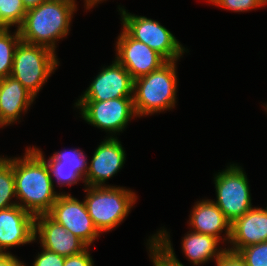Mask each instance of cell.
<instances>
[{"label": "cell", "instance_id": "6da1fadb", "mask_svg": "<svg viewBox=\"0 0 267 266\" xmlns=\"http://www.w3.org/2000/svg\"><path fill=\"white\" fill-rule=\"evenodd\" d=\"M17 204L33 216L47 214L60 193L55 190L45 160L31 147L13 157Z\"/></svg>", "mask_w": 267, "mask_h": 266}, {"label": "cell", "instance_id": "7a4b0ae2", "mask_svg": "<svg viewBox=\"0 0 267 266\" xmlns=\"http://www.w3.org/2000/svg\"><path fill=\"white\" fill-rule=\"evenodd\" d=\"M77 0H46L26 11L18 28L21 41L45 46L55 53L57 41L65 39L77 8Z\"/></svg>", "mask_w": 267, "mask_h": 266}, {"label": "cell", "instance_id": "3957f363", "mask_svg": "<svg viewBox=\"0 0 267 266\" xmlns=\"http://www.w3.org/2000/svg\"><path fill=\"white\" fill-rule=\"evenodd\" d=\"M178 61H167L159 69L134 80L133 102L137 117L160 114L176 107Z\"/></svg>", "mask_w": 267, "mask_h": 266}, {"label": "cell", "instance_id": "277c9868", "mask_svg": "<svg viewBox=\"0 0 267 266\" xmlns=\"http://www.w3.org/2000/svg\"><path fill=\"white\" fill-rule=\"evenodd\" d=\"M83 199L97 230L103 234L116 229L131 213L138 196L123 186H85Z\"/></svg>", "mask_w": 267, "mask_h": 266}, {"label": "cell", "instance_id": "5b68a950", "mask_svg": "<svg viewBox=\"0 0 267 266\" xmlns=\"http://www.w3.org/2000/svg\"><path fill=\"white\" fill-rule=\"evenodd\" d=\"M51 49L20 41L15 48L10 76L18 80L35 98L60 64Z\"/></svg>", "mask_w": 267, "mask_h": 266}, {"label": "cell", "instance_id": "8992f818", "mask_svg": "<svg viewBox=\"0 0 267 266\" xmlns=\"http://www.w3.org/2000/svg\"><path fill=\"white\" fill-rule=\"evenodd\" d=\"M122 28L135 40L143 42L159 53L166 61L180 60L189 49L176 39L171 31L157 20L128 12L118 6Z\"/></svg>", "mask_w": 267, "mask_h": 266}, {"label": "cell", "instance_id": "52a82bcc", "mask_svg": "<svg viewBox=\"0 0 267 266\" xmlns=\"http://www.w3.org/2000/svg\"><path fill=\"white\" fill-rule=\"evenodd\" d=\"M216 200L214 203L232 224L253 208L247 174L238 163H230L214 175Z\"/></svg>", "mask_w": 267, "mask_h": 266}, {"label": "cell", "instance_id": "ba28073f", "mask_svg": "<svg viewBox=\"0 0 267 266\" xmlns=\"http://www.w3.org/2000/svg\"><path fill=\"white\" fill-rule=\"evenodd\" d=\"M87 124L105 131L106 137H117L137 118L133 97H121L104 101H76L73 104Z\"/></svg>", "mask_w": 267, "mask_h": 266}, {"label": "cell", "instance_id": "9c48e42d", "mask_svg": "<svg viewBox=\"0 0 267 266\" xmlns=\"http://www.w3.org/2000/svg\"><path fill=\"white\" fill-rule=\"evenodd\" d=\"M47 215L80 238L88 247L101 237L84 200H78L71 193H60Z\"/></svg>", "mask_w": 267, "mask_h": 266}, {"label": "cell", "instance_id": "30bf717a", "mask_svg": "<svg viewBox=\"0 0 267 266\" xmlns=\"http://www.w3.org/2000/svg\"><path fill=\"white\" fill-rule=\"evenodd\" d=\"M115 59L133 80L159 69L167 61L143 42L132 38L123 28L116 38Z\"/></svg>", "mask_w": 267, "mask_h": 266}, {"label": "cell", "instance_id": "8fae6325", "mask_svg": "<svg viewBox=\"0 0 267 266\" xmlns=\"http://www.w3.org/2000/svg\"><path fill=\"white\" fill-rule=\"evenodd\" d=\"M134 80L116 60L103 66L85 92L76 101H104L121 97H133Z\"/></svg>", "mask_w": 267, "mask_h": 266}, {"label": "cell", "instance_id": "7c38bea8", "mask_svg": "<svg viewBox=\"0 0 267 266\" xmlns=\"http://www.w3.org/2000/svg\"><path fill=\"white\" fill-rule=\"evenodd\" d=\"M125 152L118 137L104 138L88 163L85 186H115L106 184V181L116 176L123 168L126 161Z\"/></svg>", "mask_w": 267, "mask_h": 266}, {"label": "cell", "instance_id": "4fadbf2b", "mask_svg": "<svg viewBox=\"0 0 267 266\" xmlns=\"http://www.w3.org/2000/svg\"><path fill=\"white\" fill-rule=\"evenodd\" d=\"M35 216L19 205L0 210V253L34 243Z\"/></svg>", "mask_w": 267, "mask_h": 266}, {"label": "cell", "instance_id": "5bb4252c", "mask_svg": "<svg viewBox=\"0 0 267 266\" xmlns=\"http://www.w3.org/2000/svg\"><path fill=\"white\" fill-rule=\"evenodd\" d=\"M34 241H39L40 247L64 257L81 253L88 247L47 214L35 216Z\"/></svg>", "mask_w": 267, "mask_h": 266}, {"label": "cell", "instance_id": "9a60e30c", "mask_svg": "<svg viewBox=\"0 0 267 266\" xmlns=\"http://www.w3.org/2000/svg\"><path fill=\"white\" fill-rule=\"evenodd\" d=\"M194 203L187 222L189 229L213 236L223 243V246L224 243L228 245L231 235V223L226 219L224 213L211 199H202ZM222 233H225L223 234L224 236Z\"/></svg>", "mask_w": 267, "mask_h": 266}, {"label": "cell", "instance_id": "2e32d148", "mask_svg": "<svg viewBox=\"0 0 267 266\" xmlns=\"http://www.w3.org/2000/svg\"><path fill=\"white\" fill-rule=\"evenodd\" d=\"M264 241H267V207L254 206L231 224L226 248L238 252L241 248Z\"/></svg>", "mask_w": 267, "mask_h": 266}, {"label": "cell", "instance_id": "e0dca14e", "mask_svg": "<svg viewBox=\"0 0 267 266\" xmlns=\"http://www.w3.org/2000/svg\"><path fill=\"white\" fill-rule=\"evenodd\" d=\"M34 101L35 97L18 80L11 76L0 79V125L4 128L21 122L22 114Z\"/></svg>", "mask_w": 267, "mask_h": 266}, {"label": "cell", "instance_id": "ac0fdd59", "mask_svg": "<svg viewBox=\"0 0 267 266\" xmlns=\"http://www.w3.org/2000/svg\"><path fill=\"white\" fill-rule=\"evenodd\" d=\"M221 242L210 235L201 234L189 230L182 237L181 247L182 253L193 266H200L209 261H216L222 253L227 249L222 248L218 244Z\"/></svg>", "mask_w": 267, "mask_h": 266}, {"label": "cell", "instance_id": "d6986e66", "mask_svg": "<svg viewBox=\"0 0 267 266\" xmlns=\"http://www.w3.org/2000/svg\"><path fill=\"white\" fill-rule=\"evenodd\" d=\"M162 228V229H161ZM147 239L146 248H148L149 258L153 266H185L175 254V250L171 243L170 232L165 227ZM166 229V230H165Z\"/></svg>", "mask_w": 267, "mask_h": 266}, {"label": "cell", "instance_id": "ffe728a7", "mask_svg": "<svg viewBox=\"0 0 267 266\" xmlns=\"http://www.w3.org/2000/svg\"><path fill=\"white\" fill-rule=\"evenodd\" d=\"M14 199V201H13ZM13 157L0 158V210L17 204Z\"/></svg>", "mask_w": 267, "mask_h": 266}, {"label": "cell", "instance_id": "44dd1931", "mask_svg": "<svg viewBox=\"0 0 267 266\" xmlns=\"http://www.w3.org/2000/svg\"><path fill=\"white\" fill-rule=\"evenodd\" d=\"M0 27V79L10 76L16 46L21 41L19 30Z\"/></svg>", "mask_w": 267, "mask_h": 266}, {"label": "cell", "instance_id": "7402d4cb", "mask_svg": "<svg viewBox=\"0 0 267 266\" xmlns=\"http://www.w3.org/2000/svg\"><path fill=\"white\" fill-rule=\"evenodd\" d=\"M32 148L45 160L47 163L51 178L55 183H57V186H73L79 183V181L83 182L85 185L84 178L75 170V168H67V167H59V161H56L52 156H50L48 159L45 158L44 152H42V149H39L38 146H32ZM55 179V180H54Z\"/></svg>", "mask_w": 267, "mask_h": 266}, {"label": "cell", "instance_id": "603a6c76", "mask_svg": "<svg viewBox=\"0 0 267 266\" xmlns=\"http://www.w3.org/2000/svg\"><path fill=\"white\" fill-rule=\"evenodd\" d=\"M26 8L22 0H0V27L17 29L22 25Z\"/></svg>", "mask_w": 267, "mask_h": 266}, {"label": "cell", "instance_id": "cb8c5ba5", "mask_svg": "<svg viewBox=\"0 0 267 266\" xmlns=\"http://www.w3.org/2000/svg\"><path fill=\"white\" fill-rule=\"evenodd\" d=\"M52 157L56 161H59V167L75 168V170L85 179L89 162L87 161V156L82 149H63L54 152Z\"/></svg>", "mask_w": 267, "mask_h": 266}, {"label": "cell", "instance_id": "d4e9b609", "mask_svg": "<svg viewBox=\"0 0 267 266\" xmlns=\"http://www.w3.org/2000/svg\"><path fill=\"white\" fill-rule=\"evenodd\" d=\"M209 4L232 12H248L267 5L266 0H207Z\"/></svg>", "mask_w": 267, "mask_h": 266}, {"label": "cell", "instance_id": "484cf974", "mask_svg": "<svg viewBox=\"0 0 267 266\" xmlns=\"http://www.w3.org/2000/svg\"><path fill=\"white\" fill-rule=\"evenodd\" d=\"M238 253L247 266H267V241L241 248Z\"/></svg>", "mask_w": 267, "mask_h": 266}, {"label": "cell", "instance_id": "4316f807", "mask_svg": "<svg viewBox=\"0 0 267 266\" xmlns=\"http://www.w3.org/2000/svg\"><path fill=\"white\" fill-rule=\"evenodd\" d=\"M32 266H64L65 257L41 247Z\"/></svg>", "mask_w": 267, "mask_h": 266}, {"label": "cell", "instance_id": "83f0119b", "mask_svg": "<svg viewBox=\"0 0 267 266\" xmlns=\"http://www.w3.org/2000/svg\"><path fill=\"white\" fill-rule=\"evenodd\" d=\"M89 248L87 247L81 253L65 257L64 266H94Z\"/></svg>", "mask_w": 267, "mask_h": 266}, {"label": "cell", "instance_id": "f1b7e54d", "mask_svg": "<svg viewBox=\"0 0 267 266\" xmlns=\"http://www.w3.org/2000/svg\"><path fill=\"white\" fill-rule=\"evenodd\" d=\"M215 263L216 266H247L238 252H233L228 249L222 253Z\"/></svg>", "mask_w": 267, "mask_h": 266}, {"label": "cell", "instance_id": "f546056e", "mask_svg": "<svg viewBox=\"0 0 267 266\" xmlns=\"http://www.w3.org/2000/svg\"><path fill=\"white\" fill-rule=\"evenodd\" d=\"M12 253H0V266H17L21 261Z\"/></svg>", "mask_w": 267, "mask_h": 266}, {"label": "cell", "instance_id": "4dcf8cb0", "mask_svg": "<svg viewBox=\"0 0 267 266\" xmlns=\"http://www.w3.org/2000/svg\"><path fill=\"white\" fill-rule=\"evenodd\" d=\"M46 0H22L23 5L25 6L26 10L34 8L39 4L43 3Z\"/></svg>", "mask_w": 267, "mask_h": 266}, {"label": "cell", "instance_id": "1f68e13d", "mask_svg": "<svg viewBox=\"0 0 267 266\" xmlns=\"http://www.w3.org/2000/svg\"><path fill=\"white\" fill-rule=\"evenodd\" d=\"M84 1V8L87 10H91L95 6H97L99 3L104 2L106 0H83Z\"/></svg>", "mask_w": 267, "mask_h": 266}, {"label": "cell", "instance_id": "d6a6232c", "mask_svg": "<svg viewBox=\"0 0 267 266\" xmlns=\"http://www.w3.org/2000/svg\"><path fill=\"white\" fill-rule=\"evenodd\" d=\"M17 266H26V264L24 263V261H21Z\"/></svg>", "mask_w": 267, "mask_h": 266}, {"label": "cell", "instance_id": "836d02e7", "mask_svg": "<svg viewBox=\"0 0 267 266\" xmlns=\"http://www.w3.org/2000/svg\"><path fill=\"white\" fill-rule=\"evenodd\" d=\"M264 106V110L266 111V113H267V102H266V104H263Z\"/></svg>", "mask_w": 267, "mask_h": 266}]
</instances>
